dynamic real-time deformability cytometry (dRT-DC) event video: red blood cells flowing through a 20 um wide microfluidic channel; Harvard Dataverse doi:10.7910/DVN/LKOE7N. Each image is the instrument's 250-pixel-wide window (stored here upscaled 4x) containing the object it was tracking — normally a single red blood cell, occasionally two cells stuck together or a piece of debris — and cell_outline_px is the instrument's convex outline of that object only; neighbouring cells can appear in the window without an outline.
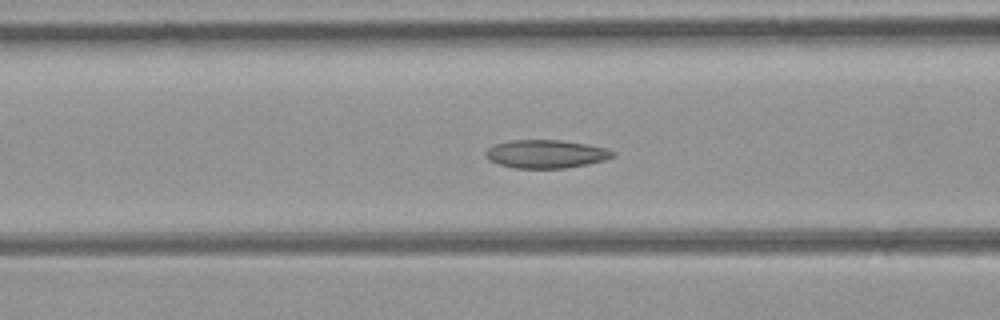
{"species": "common noctule bat (a hibernating species)", "species_latin": "Nyctalus noctula", "temperature_condition": "room temperature", "stored_images_in_passage": 44, "camera_frame_rate_fps": 3000, "um_per_image_px": 0.085, "animal": {"sex": "female", "body_mass_g": 21.9}, "frame": {"image": 1, "passage_image": 12, "time_ms": 3.667, "image_size_px": [1000, 320], "cell_outline_px": [[616, 156], [604, 160], [588, 164], [564, 168], [516, 168], [500, 164], [488, 160], [484, 156], [484, 152], [488, 148], [496, 144], [508, 140], [560, 140], [584, 144], [604, 148], [616, 152]], "centroid_in_image_um": [46.38, 13.09], "position_along_channel_um": 120.2, "area_um2": 20.87}}
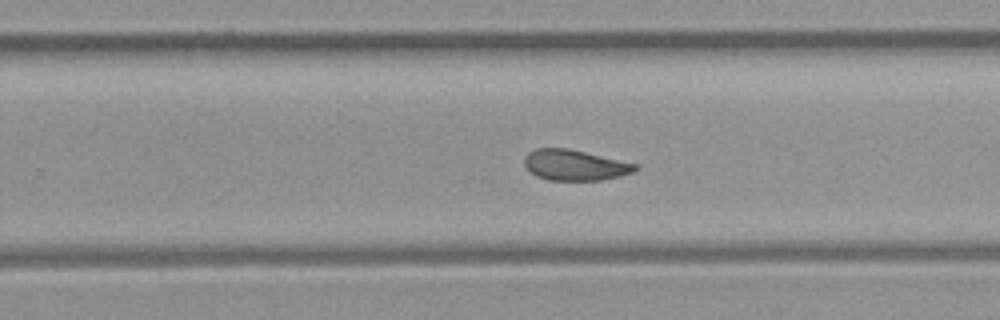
{"frame": {"image": 2, "passage_image": 24, "time_ms": 7.667, "image_size_px": [1000, 320], "cell_outline_px": [[636, 168], [632, 172], [620, 176], [600, 180], [548, 180], [536, 176], [524, 164], [524, 156], [528, 152], [536, 148], [568, 148], [636, 164]], "centroid_in_image_um": [48.8, 14.03], "position_along_channel_um": 281.0, "area_um2": 19.54}}
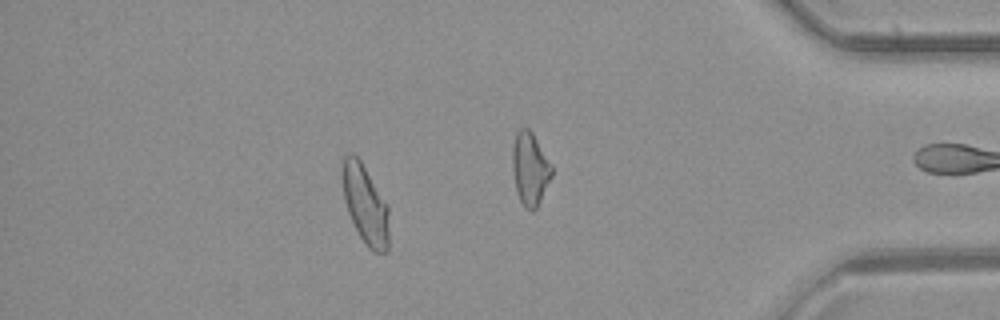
{"frame": {"image": 3, "passage_image": 37, "time_ms": 12.0, "image_size_px": [1000, 320], "cell_outline_px": [[388, 252], [372, 252], [368, 248], [360, 236], [348, 212], [344, 200], [344, 156], [348, 152], [352, 152], [360, 160], [388, 208]], "centroid_in_image_um": [31.06, 17.44], "position_along_channel_um": 404.1, "area_um2": 20.63}, "authors_computed_cell_mechanics": {"area_um2": 21.0392, "velocity_mm_per_s": 4.0187, "shape_relaxation_time_tau1_ms": 9.3269, "shape_relaxation_time_tau2_ms": 4.1861, "deformation_change_tau1": 0.1737, "deformation_change_tau2": 0.0875}}